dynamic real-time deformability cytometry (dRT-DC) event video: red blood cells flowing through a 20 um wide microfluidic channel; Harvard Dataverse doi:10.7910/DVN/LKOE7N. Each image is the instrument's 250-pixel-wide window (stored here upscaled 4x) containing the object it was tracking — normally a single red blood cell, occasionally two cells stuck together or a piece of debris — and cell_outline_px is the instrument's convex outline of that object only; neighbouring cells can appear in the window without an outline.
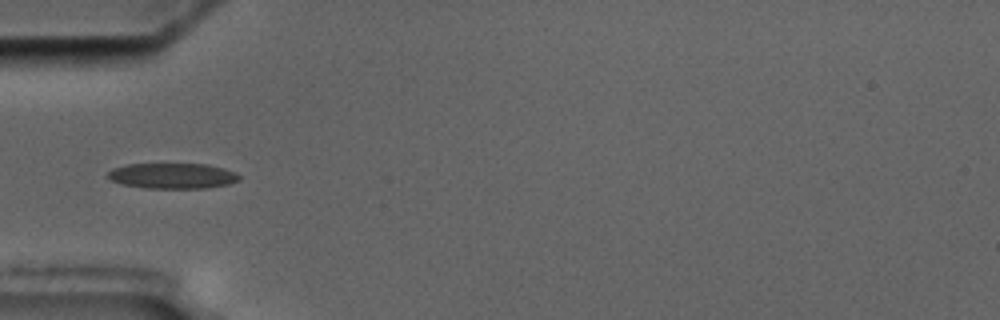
{"species": "common noctule bat (a hibernating species)", "species_latin": "Nyctalus noctula", "temperature_condition": "cold", "stored_images_in_passage": 8, "camera_frame_rate_fps": 3000, "um_per_image_px": 0.085, "animal": {"sex": "male", "body_mass_g": 17.5, "forearm_length_mm": 52.3}, "frame": {"image": 1, "passage_image": 4, "time_ms": 5.0, "image_size_px": [1000, 320], "cell_outline_px": [[240, 180], [228, 184], [208, 188], [144, 188], [124, 184], [108, 180], [108, 172], [112, 168], [128, 164], [208, 164], [224, 168], [236, 172], [240, 176]], "centroid_in_image_um": [14.68, 14.94], "position_along_channel_um": 70.3, "area_um2": 19.65}}
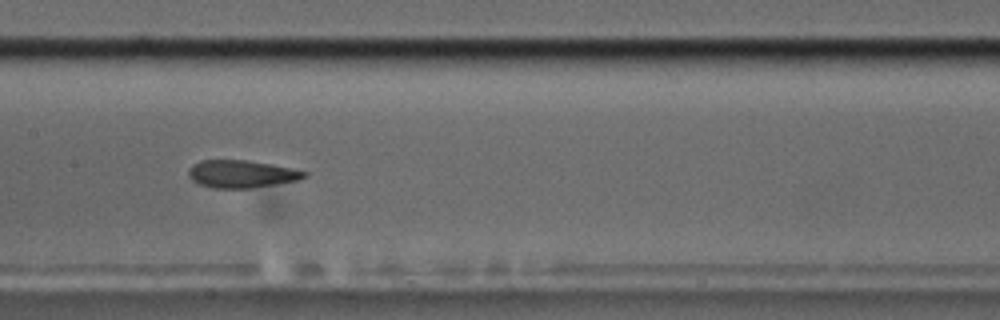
{"frame": {"image": 2, "passage_image": 7, "time_ms": 8.333, "image_size_px": [1000, 320], "cell_outline_px": [[308, 176], [296, 180], [248, 188], [212, 188], [200, 184], [192, 180], [188, 176], [188, 168], [192, 164], [200, 160], [248, 160], [272, 164], [308, 172]], "centroid_in_image_um": [20.47, 14.77], "position_along_channel_um": 186.9, "area_um2": 18.5}}
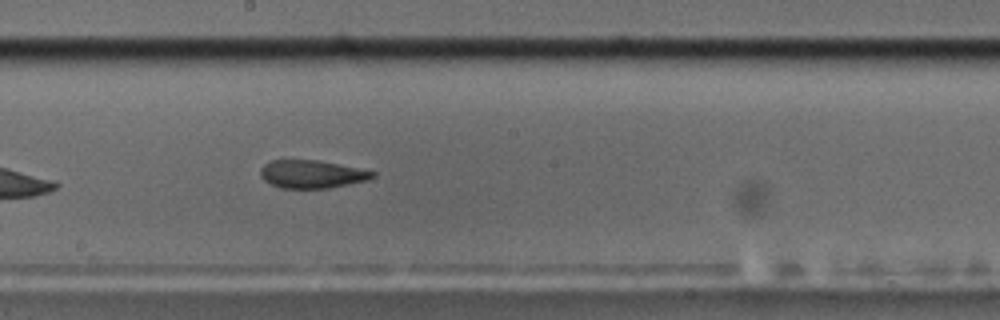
{"frame": {"image": 3, "passage_image": 8, "time_ms": 9.333, "image_size_px": [1000, 320], "cell_outline_px": [[376, 176], [368, 180], [328, 188], [280, 188], [264, 180], [260, 176], [260, 168], [264, 164], [272, 160], [316, 160], [376, 172]], "centroid_in_image_um": [26.47, 14.81], "position_along_channel_um": 221.7, "area_um2": 18.09}}